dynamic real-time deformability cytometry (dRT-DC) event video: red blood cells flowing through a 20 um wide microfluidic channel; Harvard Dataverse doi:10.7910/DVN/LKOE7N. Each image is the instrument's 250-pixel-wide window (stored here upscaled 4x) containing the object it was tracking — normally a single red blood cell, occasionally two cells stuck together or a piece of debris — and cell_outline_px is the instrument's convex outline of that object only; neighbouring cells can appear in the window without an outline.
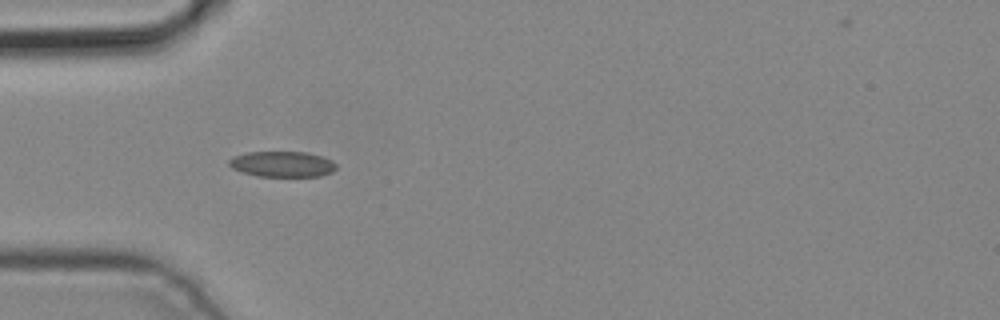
{"species": "common noctule bat (a hibernating species)", "species_latin": "Nyctalus noctula", "temperature_condition": "cold", "stored_images_in_passage": 2, "camera_frame_rate_fps": 3000, "um_per_image_px": 0.085, "animal": {"sex": "male", "body_mass_g": 19.2, "forearm_length_mm": 51.8}, "frame": {"image": 1, "passage_image": 1, "time_ms": 0.0, "image_size_px": [1000, 320], "cell_outline_px": [[336, 168], [332, 172], [320, 176], [256, 176], [232, 168], [228, 164], [228, 160], [232, 156], [248, 152], [304, 152], [320, 156], [332, 160], [336, 164]], "centroid_in_image_um": [23.97, 13.95], "position_along_channel_um": 61.0, "area_um2": 15.95}}
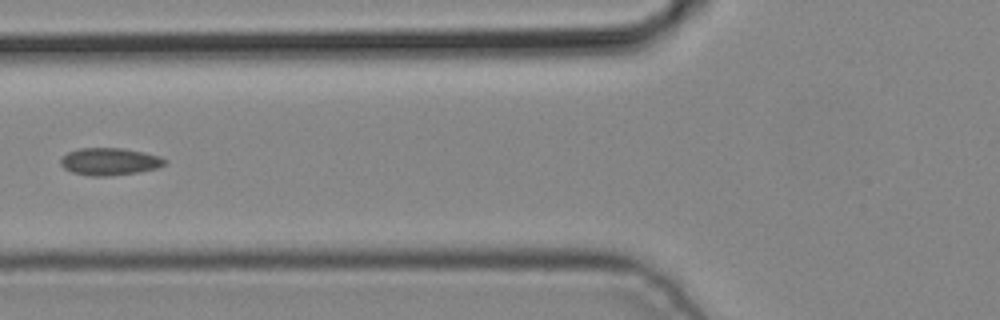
{"frame": {"image": 2, "passage_image": 2, "time_ms": 0.333, "image_size_px": [1000, 320], "cell_outline_px": [[168, 160], [164, 164], [156, 168], [140, 172], [108, 176], [88, 176], [72, 172], [64, 168], [60, 164], [60, 160], [68, 152], [80, 148], [124, 148], [144, 152], [160, 156]], "centroid_in_image_um": [9.32, 13.73], "position_along_channel_um": 116.5, "area_um2": 16.65}}